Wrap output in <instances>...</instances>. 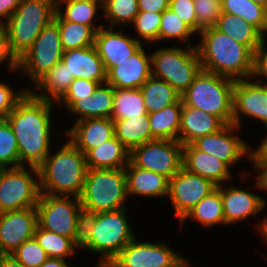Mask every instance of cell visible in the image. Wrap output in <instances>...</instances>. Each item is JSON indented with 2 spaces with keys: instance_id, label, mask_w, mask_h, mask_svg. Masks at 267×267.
I'll return each instance as SVG.
<instances>
[{
  "instance_id": "obj_47",
  "label": "cell",
  "mask_w": 267,
  "mask_h": 267,
  "mask_svg": "<svg viewBox=\"0 0 267 267\" xmlns=\"http://www.w3.org/2000/svg\"><path fill=\"white\" fill-rule=\"evenodd\" d=\"M169 9L197 33V17L193 0H170Z\"/></svg>"
},
{
  "instance_id": "obj_55",
  "label": "cell",
  "mask_w": 267,
  "mask_h": 267,
  "mask_svg": "<svg viewBox=\"0 0 267 267\" xmlns=\"http://www.w3.org/2000/svg\"><path fill=\"white\" fill-rule=\"evenodd\" d=\"M40 267H68L65 259L48 258Z\"/></svg>"
},
{
  "instance_id": "obj_54",
  "label": "cell",
  "mask_w": 267,
  "mask_h": 267,
  "mask_svg": "<svg viewBox=\"0 0 267 267\" xmlns=\"http://www.w3.org/2000/svg\"><path fill=\"white\" fill-rule=\"evenodd\" d=\"M0 267H25L13 254H0Z\"/></svg>"
},
{
  "instance_id": "obj_25",
  "label": "cell",
  "mask_w": 267,
  "mask_h": 267,
  "mask_svg": "<svg viewBox=\"0 0 267 267\" xmlns=\"http://www.w3.org/2000/svg\"><path fill=\"white\" fill-rule=\"evenodd\" d=\"M126 174L127 195L160 197L169 193V179L153 171L141 169L131 161L124 168Z\"/></svg>"
},
{
  "instance_id": "obj_32",
  "label": "cell",
  "mask_w": 267,
  "mask_h": 267,
  "mask_svg": "<svg viewBox=\"0 0 267 267\" xmlns=\"http://www.w3.org/2000/svg\"><path fill=\"white\" fill-rule=\"evenodd\" d=\"M148 114L176 103L181 95L166 81L151 76L140 87Z\"/></svg>"
},
{
  "instance_id": "obj_53",
  "label": "cell",
  "mask_w": 267,
  "mask_h": 267,
  "mask_svg": "<svg viewBox=\"0 0 267 267\" xmlns=\"http://www.w3.org/2000/svg\"><path fill=\"white\" fill-rule=\"evenodd\" d=\"M20 1L21 0H0V18L4 17L5 21H7L19 6ZM0 24H4L2 19H0Z\"/></svg>"
},
{
  "instance_id": "obj_2",
  "label": "cell",
  "mask_w": 267,
  "mask_h": 267,
  "mask_svg": "<svg viewBox=\"0 0 267 267\" xmlns=\"http://www.w3.org/2000/svg\"><path fill=\"white\" fill-rule=\"evenodd\" d=\"M196 46L202 70L233 80L249 79L253 71V52L215 27L203 29Z\"/></svg>"
},
{
  "instance_id": "obj_60",
  "label": "cell",
  "mask_w": 267,
  "mask_h": 267,
  "mask_svg": "<svg viewBox=\"0 0 267 267\" xmlns=\"http://www.w3.org/2000/svg\"><path fill=\"white\" fill-rule=\"evenodd\" d=\"M256 4L262 5L267 8V0H250Z\"/></svg>"
},
{
  "instance_id": "obj_16",
  "label": "cell",
  "mask_w": 267,
  "mask_h": 267,
  "mask_svg": "<svg viewBox=\"0 0 267 267\" xmlns=\"http://www.w3.org/2000/svg\"><path fill=\"white\" fill-rule=\"evenodd\" d=\"M235 80L232 124L240 127V114L267 123V83Z\"/></svg>"
},
{
  "instance_id": "obj_14",
  "label": "cell",
  "mask_w": 267,
  "mask_h": 267,
  "mask_svg": "<svg viewBox=\"0 0 267 267\" xmlns=\"http://www.w3.org/2000/svg\"><path fill=\"white\" fill-rule=\"evenodd\" d=\"M181 256L166 244L129 242L107 267H171Z\"/></svg>"
},
{
  "instance_id": "obj_59",
  "label": "cell",
  "mask_w": 267,
  "mask_h": 267,
  "mask_svg": "<svg viewBox=\"0 0 267 267\" xmlns=\"http://www.w3.org/2000/svg\"><path fill=\"white\" fill-rule=\"evenodd\" d=\"M171 267H188L187 261L184 257H181L176 263Z\"/></svg>"
},
{
  "instance_id": "obj_13",
  "label": "cell",
  "mask_w": 267,
  "mask_h": 267,
  "mask_svg": "<svg viewBox=\"0 0 267 267\" xmlns=\"http://www.w3.org/2000/svg\"><path fill=\"white\" fill-rule=\"evenodd\" d=\"M217 186L212 180L188 172L182 167L169 179L168 193L179 221Z\"/></svg>"
},
{
  "instance_id": "obj_3",
  "label": "cell",
  "mask_w": 267,
  "mask_h": 267,
  "mask_svg": "<svg viewBox=\"0 0 267 267\" xmlns=\"http://www.w3.org/2000/svg\"><path fill=\"white\" fill-rule=\"evenodd\" d=\"M87 170L85 154L69 140L54 155L49 153L38 166L40 191L80 197Z\"/></svg>"
},
{
  "instance_id": "obj_20",
  "label": "cell",
  "mask_w": 267,
  "mask_h": 267,
  "mask_svg": "<svg viewBox=\"0 0 267 267\" xmlns=\"http://www.w3.org/2000/svg\"><path fill=\"white\" fill-rule=\"evenodd\" d=\"M61 61L74 79H88L99 84L106 83V70L95 46L70 49L63 52Z\"/></svg>"
},
{
  "instance_id": "obj_33",
  "label": "cell",
  "mask_w": 267,
  "mask_h": 267,
  "mask_svg": "<svg viewBox=\"0 0 267 267\" xmlns=\"http://www.w3.org/2000/svg\"><path fill=\"white\" fill-rule=\"evenodd\" d=\"M196 219L207 227H212L220 223L225 224L223 213V202L221 198V185L205 196L199 203L191 208L187 214L179 221L180 224L187 218Z\"/></svg>"
},
{
  "instance_id": "obj_24",
  "label": "cell",
  "mask_w": 267,
  "mask_h": 267,
  "mask_svg": "<svg viewBox=\"0 0 267 267\" xmlns=\"http://www.w3.org/2000/svg\"><path fill=\"white\" fill-rule=\"evenodd\" d=\"M226 124L215 115L183 103L178 141L191 144L196 139L221 130Z\"/></svg>"
},
{
  "instance_id": "obj_58",
  "label": "cell",
  "mask_w": 267,
  "mask_h": 267,
  "mask_svg": "<svg viewBox=\"0 0 267 267\" xmlns=\"http://www.w3.org/2000/svg\"><path fill=\"white\" fill-rule=\"evenodd\" d=\"M265 126L267 127V123L265 124ZM265 151H267V137L266 138L264 137L260 147H258V149L253 152H265Z\"/></svg>"
},
{
  "instance_id": "obj_27",
  "label": "cell",
  "mask_w": 267,
  "mask_h": 267,
  "mask_svg": "<svg viewBox=\"0 0 267 267\" xmlns=\"http://www.w3.org/2000/svg\"><path fill=\"white\" fill-rule=\"evenodd\" d=\"M105 86V87H104ZM99 84L89 98L76 100L68 110L78 114L77 121L91 118H111L113 112L114 88L108 84Z\"/></svg>"
},
{
  "instance_id": "obj_48",
  "label": "cell",
  "mask_w": 267,
  "mask_h": 267,
  "mask_svg": "<svg viewBox=\"0 0 267 267\" xmlns=\"http://www.w3.org/2000/svg\"><path fill=\"white\" fill-rule=\"evenodd\" d=\"M28 90L14 94L9 85L0 83V119H5Z\"/></svg>"
},
{
  "instance_id": "obj_21",
  "label": "cell",
  "mask_w": 267,
  "mask_h": 267,
  "mask_svg": "<svg viewBox=\"0 0 267 267\" xmlns=\"http://www.w3.org/2000/svg\"><path fill=\"white\" fill-rule=\"evenodd\" d=\"M182 167L188 172L197 174L221 185L231 178V172L224 161L197 149L192 143L183 145Z\"/></svg>"
},
{
  "instance_id": "obj_41",
  "label": "cell",
  "mask_w": 267,
  "mask_h": 267,
  "mask_svg": "<svg viewBox=\"0 0 267 267\" xmlns=\"http://www.w3.org/2000/svg\"><path fill=\"white\" fill-rule=\"evenodd\" d=\"M193 33L196 32L169 8L162 13L159 40L180 38L182 42H187Z\"/></svg>"
},
{
  "instance_id": "obj_7",
  "label": "cell",
  "mask_w": 267,
  "mask_h": 267,
  "mask_svg": "<svg viewBox=\"0 0 267 267\" xmlns=\"http://www.w3.org/2000/svg\"><path fill=\"white\" fill-rule=\"evenodd\" d=\"M152 76L166 81L180 95L192 84L202 70L196 46L163 48L151 54Z\"/></svg>"
},
{
  "instance_id": "obj_1",
  "label": "cell",
  "mask_w": 267,
  "mask_h": 267,
  "mask_svg": "<svg viewBox=\"0 0 267 267\" xmlns=\"http://www.w3.org/2000/svg\"><path fill=\"white\" fill-rule=\"evenodd\" d=\"M52 103L27 91L5 118L16 136L20 164L28 163L36 178L38 166L50 152Z\"/></svg>"
},
{
  "instance_id": "obj_5",
  "label": "cell",
  "mask_w": 267,
  "mask_h": 267,
  "mask_svg": "<svg viewBox=\"0 0 267 267\" xmlns=\"http://www.w3.org/2000/svg\"><path fill=\"white\" fill-rule=\"evenodd\" d=\"M235 80L201 70L181 95L183 103L232 124Z\"/></svg>"
},
{
  "instance_id": "obj_38",
  "label": "cell",
  "mask_w": 267,
  "mask_h": 267,
  "mask_svg": "<svg viewBox=\"0 0 267 267\" xmlns=\"http://www.w3.org/2000/svg\"><path fill=\"white\" fill-rule=\"evenodd\" d=\"M34 238L50 258L65 259L67 256H72L75 251L69 237L46 231L39 226L36 228Z\"/></svg>"
},
{
  "instance_id": "obj_39",
  "label": "cell",
  "mask_w": 267,
  "mask_h": 267,
  "mask_svg": "<svg viewBox=\"0 0 267 267\" xmlns=\"http://www.w3.org/2000/svg\"><path fill=\"white\" fill-rule=\"evenodd\" d=\"M22 166L16 136L6 119H0V168Z\"/></svg>"
},
{
  "instance_id": "obj_51",
  "label": "cell",
  "mask_w": 267,
  "mask_h": 267,
  "mask_svg": "<svg viewBox=\"0 0 267 267\" xmlns=\"http://www.w3.org/2000/svg\"><path fill=\"white\" fill-rule=\"evenodd\" d=\"M9 58V59H8ZM8 59V64L11 70L18 67V60L11 53L7 37V31L4 24H0V64Z\"/></svg>"
},
{
  "instance_id": "obj_10",
  "label": "cell",
  "mask_w": 267,
  "mask_h": 267,
  "mask_svg": "<svg viewBox=\"0 0 267 267\" xmlns=\"http://www.w3.org/2000/svg\"><path fill=\"white\" fill-rule=\"evenodd\" d=\"M41 195L40 181L24 166L1 168L0 213L36 207Z\"/></svg>"
},
{
  "instance_id": "obj_45",
  "label": "cell",
  "mask_w": 267,
  "mask_h": 267,
  "mask_svg": "<svg viewBox=\"0 0 267 267\" xmlns=\"http://www.w3.org/2000/svg\"><path fill=\"white\" fill-rule=\"evenodd\" d=\"M161 17L162 13L139 12L132 23L134 24L137 33L146 42L159 41Z\"/></svg>"
},
{
  "instance_id": "obj_31",
  "label": "cell",
  "mask_w": 267,
  "mask_h": 267,
  "mask_svg": "<svg viewBox=\"0 0 267 267\" xmlns=\"http://www.w3.org/2000/svg\"><path fill=\"white\" fill-rule=\"evenodd\" d=\"M73 81V74H70L67 66L60 61L35 83L37 89H45L48 94H37L30 90L29 92L42 100L57 102L66 93Z\"/></svg>"
},
{
  "instance_id": "obj_29",
  "label": "cell",
  "mask_w": 267,
  "mask_h": 267,
  "mask_svg": "<svg viewBox=\"0 0 267 267\" xmlns=\"http://www.w3.org/2000/svg\"><path fill=\"white\" fill-rule=\"evenodd\" d=\"M215 28L238 43L246 45L252 52L260 45L265 36L251 23L229 13L220 15Z\"/></svg>"
},
{
  "instance_id": "obj_52",
  "label": "cell",
  "mask_w": 267,
  "mask_h": 267,
  "mask_svg": "<svg viewBox=\"0 0 267 267\" xmlns=\"http://www.w3.org/2000/svg\"><path fill=\"white\" fill-rule=\"evenodd\" d=\"M169 4L170 0H138L139 12L163 13Z\"/></svg>"
},
{
  "instance_id": "obj_40",
  "label": "cell",
  "mask_w": 267,
  "mask_h": 267,
  "mask_svg": "<svg viewBox=\"0 0 267 267\" xmlns=\"http://www.w3.org/2000/svg\"><path fill=\"white\" fill-rule=\"evenodd\" d=\"M102 8L105 18L110 20L109 27L132 23L139 13L138 0H105Z\"/></svg>"
},
{
  "instance_id": "obj_37",
  "label": "cell",
  "mask_w": 267,
  "mask_h": 267,
  "mask_svg": "<svg viewBox=\"0 0 267 267\" xmlns=\"http://www.w3.org/2000/svg\"><path fill=\"white\" fill-rule=\"evenodd\" d=\"M66 3V10L63 14L59 6L60 4ZM97 5L99 3L92 2H56V12L54 15V21H69L77 24H84L90 26L95 32H97L100 27H94V17L97 12Z\"/></svg>"
},
{
  "instance_id": "obj_34",
  "label": "cell",
  "mask_w": 267,
  "mask_h": 267,
  "mask_svg": "<svg viewBox=\"0 0 267 267\" xmlns=\"http://www.w3.org/2000/svg\"><path fill=\"white\" fill-rule=\"evenodd\" d=\"M148 114L140 88H114L112 120H122Z\"/></svg>"
},
{
  "instance_id": "obj_44",
  "label": "cell",
  "mask_w": 267,
  "mask_h": 267,
  "mask_svg": "<svg viewBox=\"0 0 267 267\" xmlns=\"http://www.w3.org/2000/svg\"><path fill=\"white\" fill-rule=\"evenodd\" d=\"M11 254L25 267H40L49 258L35 238L23 242Z\"/></svg>"
},
{
  "instance_id": "obj_56",
  "label": "cell",
  "mask_w": 267,
  "mask_h": 267,
  "mask_svg": "<svg viewBox=\"0 0 267 267\" xmlns=\"http://www.w3.org/2000/svg\"><path fill=\"white\" fill-rule=\"evenodd\" d=\"M56 2H92V3H99L101 8L104 5L105 0H55Z\"/></svg>"
},
{
  "instance_id": "obj_22",
  "label": "cell",
  "mask_w": 267,
  "mask_h": 267,
  "mask_svg": "<svg viewBox=\"0 0 267 267\" xmlns=\"http://www.w3.org/2000/svg\"><path fill=\"white\" fill-rule=\"evenodd\" d=\"M69 140L84 154L115 136L111 118H91L76 121L66 132Z\"/></svg>"
},
{
  "instance_id": "obj_42",
  "label": "cell",
  "mask_w": 267,
  "mask_h": 267,
  "mask_svg": "<svg viewBox=\"0 0 267 267\" xmlns=\"http://www.w3.org/2000/svg\"><path fill=\"white\" fill-rule=\"evenodd\" d=\"M197 17V32L215 27L222 14L221 0H193Z\"/></svg>"
},
{
  "instance_id": "obj_12",
  "label": "cell",
  "mask_w": 267,
  "mask_h": 267,
  "mask_svg": "<svg viewBox=\"0 0 267 267\" xmlns=\"http://www.w3.org/2000/svg\"><path fill=\"white\" fill-rule=\"evenodd\" d=\"M70 196L41 193L36 210L40 228L72 240L81 202L79 197L73 196L72 201Z\"/></svg>"
},
{
  "instance_id": "obj_26",
  "label": "cell",
  "mask_w": 267,
  "mask_h": 267,
  "mask_svg": "<svg viewBox=\"0 0 267 267\" xmlns=\"http://www.w3.org/2000/svg\"><path fill=\"white\" fill-rule=\"evenodd\" d=\"M85 159L88 169H124L130 161V151L114 136L90 149Z\"/></svg>"
},
{
  "instance_id": "obj_4",
  "label": "cell",
  "mask_w": 267,
  "mask_h": 267,
  "mask_svg": "<svg viewBox=\"0 0 267 267\" xmlns=\"http://www.w3.org/2000/svg\"><path fill=\"white\" fill-rule=\"evenodd\" d=\"M55 12V0L20 1L4 22L10 51L17 60L33 46L42 29L54 19Z\"/></svg>"
},
{
  "instance_id": "obj_17",
  "label": "cell",
  "mask_w": 267,
  "mask_h": 267,
  "mask_svg": "<svg viewBox=\"0 0 267 267\" xmlns=\"http://www.w3.org/2000/svg\"><path fill=\"white\" fill-rule=\"evenodd\" d=\"M237 128L239 127L234 124H226L221 130L202 136L193 141L192 144L197 149L211 154L231 166L242 156L249 154V158H251L252 155L246 142L233 135L232 131Z\"/></svg>"
},
{
  "instance_id": "obj_46",
  "label": "cell",
  "mask_w": 267,
  "mask_h": 267,
  "mask_svg": "<svg viewBox=\"0 0 267 267\" xmlns=\"http://www.w3.org/2000/svg\"><path fill=\"white\" fill-rule=\"evenodd\" d=\"M99 85L98 82H94L88 79L78 78L70 84L66 93L57 101L61 100L69 108L76 100L89 98V95H93L94 90Z\"/></svg>"
},
{
  "instance_id": "obj_57",
  "label": "cell",
  "mask_w": 267,
  "mask_h": 267,
  "mask_svg": "<svg viewBox=\"0 0 267 267\" xmlns=\"http://www.w3.org/2000/svg\"><path fill=\"white\" fill-rule=\"evenodd\" d=\"M260 231L262 232L263 236L265 237V240L267 241V217L264 219L263 222H261L260 226Z\"/></svg>"
},
{
  "instance_id": "obj_18",
  "label": "cell",
  "mask_w": 267,
  "mask_h": 267,
  "mask_svg": "<svg viewBox=\"0 0 267 267\" xmlns=\"http://www.w3.org/2000/svg\"><path fill=\"white\" fill-rule=\"evenodd\" d=\"M94 46L102 59L106 72L134 54L142 43L121 32H114L113 27H101L95 34Z\"/></svg>"
},
{
  "instance_id": "obj_23",
  "label": "cell",
  "mask_w": 267,
  "mask_h": 267,
  "mask_svg": "<svg viewBox=\"0 0 267 267\" xmlns=\"http://www.w3.org/2000/svg\"><path fill=\"white\" fill-rule=\"evenodd\" d=\"M221 198L223 202V213L225 225L245 220L248 216L256 215L262 211L266 205L264 198L257 194L228 187L221 186Z\"/></svg>"
},
{
  "instance_id": "obj_49",
  "label": "cell",
  "mask_w": 267,
  "mask_h": 267,
  "mask_svg": "<svg viewBox=\"0 0 267 267\" xmlns=\"http://www.w3.org/2000/svg\"><path fill=\"white\" fill-rule=\"evenodd\" d=\"M265 37L262 38L260 45L253 52V71L252 77L257 75L267 78V51L265 49Z\"/></svg>"
},
{
  "instance_id": "obj_30",
  "label": "cell",
  "mask_w": 267,
  "mask_h": 267,
  "mask_svg": "<svg viewBox=\"0 0 267 267\" xmlns=\"http://www.w3.org/2000/svg\"><path fill=\"white\" fill-rule=\"evenodd\" d=\"M182 108L183 101L180 98L176 103L148 114L151 134L154 139L178 141Z\"/></svg>"
},
{
  "instance_id": "obj_28",
  "label": "cell",
  "mask_w": 267,
  "mask_h": 267,
  "mask_svg": "<svg viewBox=\"0 0 267 267\" xmlns=\"http://www.w3.org/2000/svg\"><path fill=\"white\" fill-rule=\"evenodd\" d=\"M115 137L131 152L135 147L155 140L151 134L148 114L113 120Z\"/></svg>"
},
{
  "instance_id": "obj_11",
  "label": "cell",
  "mask_w": 267,
  "mask_h": 267,
  "mask_svg": "<svg viewBox=\"0 0 267 267\" xmlns=\"http://www.w3.org/2000/svg\"><path fill=\"white\" fill-rule=\"evenodd\" d=\"M183 145L176 140L155 139L135 147L130 161L137 167L171 179L182 168Z\"/></svg>"
},
{
  "instance_id": "obj_43",
  "label": "cell",
  "mask_w": 267,
  "mask_h": 267,
  "mask_svg": "<svg viewBox=\"0 0 267 267\" xmlns=\"http://www.w3.org/2000/svg\"><path fill=\"white\" fill-rule=\"evenodd\" d=\"M97 213L83 206L79 208L76 219V229L72 239L75 248L86 249L90 243V237Z\"/></svg>"
},
{
  "instance_id": "obj_15",
  "label": "cell",
  "mask_w": 267,
  "mask_h": 267,
  "mask_svg": "<svg viewBox=\"0 0 267 267\" xmlns=\"http://www.w3.org/2000/svg\"><path fill=\"white\" fill-rule=\"evenodd\" d=\"M37 226L36 207L0 213V254H11L34 238Z\"/></svg>"
},
{
  "instance_id": "obj_8",
  "label": "cell",
  "mask_w": 267,
  "mask_h": 267,
  "mask_svg": "<svg viewBox=\"0 0 267 267\" xmlns=\"http://www.w3.org/2000/svg\"><path fill=\"white\" fill-rule=\"evenodd\" d=\"M125 208L98 212L86 248L99 252L103 259L97 267H107L119 252L135 237L127 223Z\"/></svg>"
},
{
  "instance_id": "obj_36",
  "label": "cell",
  "mask_w": 267,
  "mask_h": 267,
  "mask_svg": "<svg viewBox=\"0 0 267 267\" xmlns=\"http://www.w3.org/2000/svg\"><path fill=\"white\" fill-rule=\"evenodd\" d=\"M58 24L64 51L94 45L96 32L87 25L69 21H55Z\"/></svg>"
},
{
  "instance_id": "obj_35",
  "label": "cell",
  "mask_w": 267,
  "mask_h": 267,
  "mask_svg": "<svg viewBox=\"0 0 267 267\" xmlns=\"http://www.w3.org/2000/svg\"><path fill=\"white\" fill-rule=\"evenodd\" d=\"M222 13L241 17L263 35L267 32V8L250 0H221Z\"/></svg>"
},
{
  "instance_id": "obj_6",
  "label": "cell",
  "mask_w": 267,
  "mask_h": 267,
  "mask_svg": "<svg viewBox=\"0 0 267 267\" xmlns=\"http://www.w3.org/2000/svg\"><path fill=\"white\" fill-rule=\"evenodd\" d=\"M124 169H88L80 198L81 206L94 212L125 208L127 198Z\"/></svg>"
},
{
  "instance_id": "obj_9",
  "label": "cell",
  "mask_w": 267,
  "mask_h": 267,
  "mask_svg": "<svg viewBox=\"0 0 267 267\" xmlns=\"http://www.w3.org/2000/svg\"><path fill=\"white\" fill-rule=\"evenodd\" d=\"M63 52L58 24L52 20L42 29L33 46L18 59L17 69L28 73L35 84L61 61Z\"/></svg>"
},
{
  "instance_id": "obj_50",
  "label": "cell",
  "mask_w": 267,
  "mask_h": 267,
  "mask_svg": "<svg viewBox=\"0 0 267 267\" xmlns=\"http://www.w3.org/2000/svg\"><path fill=\"white\" fill-rule=\"evenodd\" d=\"M251 159L254 161L255 170L260 172L257 178V187L267 190V151L252 152Z\"/></svg>"
},
{
  "instance_id": "obj_19",
  "label": "cell",
  "mask_w": 267,
  "mask_h": 267,
  "mask_svg": "<svg viewBox=\"0 0 267 267\" xmlns=\"http://www.w3.org/2000/svg\"><path fill=\"white\" fill-rule=\"evenodd\" d=\"M141 46L134 54L106 72V83L113 88H140L152 76L151 55Z\"/></svg>"
}]
</instances>
